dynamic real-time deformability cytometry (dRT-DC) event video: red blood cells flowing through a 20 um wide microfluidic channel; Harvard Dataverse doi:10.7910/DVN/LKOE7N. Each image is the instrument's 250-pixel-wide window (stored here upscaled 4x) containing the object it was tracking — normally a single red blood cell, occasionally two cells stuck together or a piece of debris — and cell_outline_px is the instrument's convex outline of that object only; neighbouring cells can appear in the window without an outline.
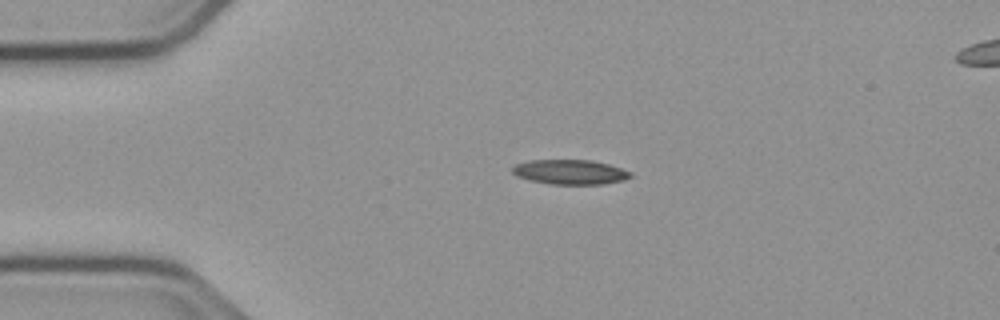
{"species": "common noctule bat (a hibernating species)", "species_latin": "Nyctalus noctula", "temperature_condition": "cold", "stored_images_in_passage": 43, "camera_frame_rate_fps": 3000, "um_per_image_px": 0.085, "animal": {"sex": "male", "body_mass_g": 23.1, "forearm_length_mm": 52.7}, "frame": {"image": 1, "passage_image": 1, "time_ms": 0.0, "image_size_px": [1000, 320], "cell_outline_px": [[632, 176], [624, 180], [604, 184], [552, 184], [528, 180], [516, 176], [512, 172], [512, 168], [516, 164], [532, 160], [592, 160], [608, 164], [632, 172]], "centroid_in_image_um": [48.46, 14.62], "position_along_channel_um": 36.5, "area_um2": 16.99}}
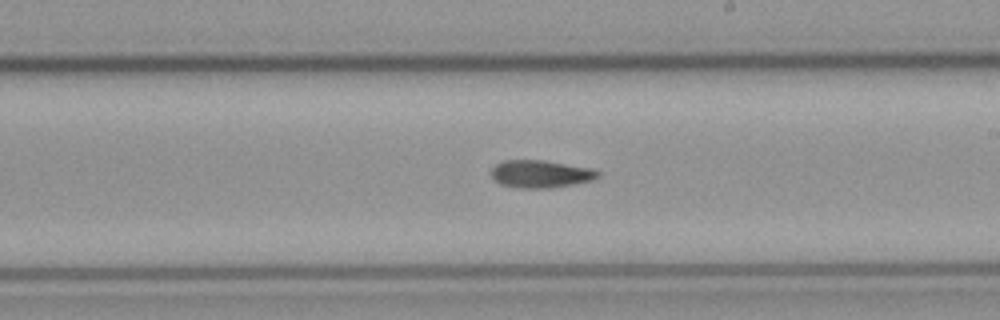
{"frame": {"image": 2, "passage_image": 20, "time_ms": 6.333, "image_size_px": [1000, 320], "cell_outline_px": [[600, 176], [592, 180], [552, 188], [520, 188], [500, 184], [492, 176], [492, 168], [496, 164], [504, 160], [544, 160], [592, 168], [600, 172]], "centroid_in_image_um": [45.97, 14.78], "position_along_channel_um": 243.0, "area_um2": 17.11}}
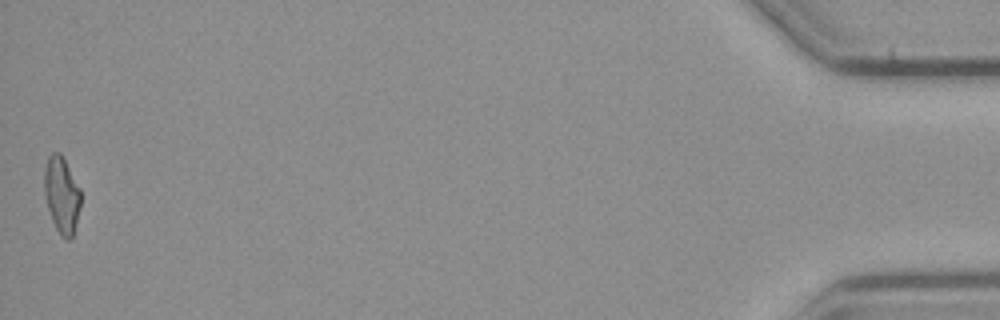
{"frame": {"image": 3, "passage_image": 43, "time_ms": 14.0, "image_size_px": [1000, 320], "cell_outline_px": [[80, 208], [72, 236], [68, 240], [60, 236], [52, 220], [48, 208], [44, 192], [44, 168], [48, 156], [52, 152], [60, 152], [80, 188]], "centroid_in_image_um": [5.23, 16.55], "position_along_channel_um": 430.0, "area_um2": 16.13}}